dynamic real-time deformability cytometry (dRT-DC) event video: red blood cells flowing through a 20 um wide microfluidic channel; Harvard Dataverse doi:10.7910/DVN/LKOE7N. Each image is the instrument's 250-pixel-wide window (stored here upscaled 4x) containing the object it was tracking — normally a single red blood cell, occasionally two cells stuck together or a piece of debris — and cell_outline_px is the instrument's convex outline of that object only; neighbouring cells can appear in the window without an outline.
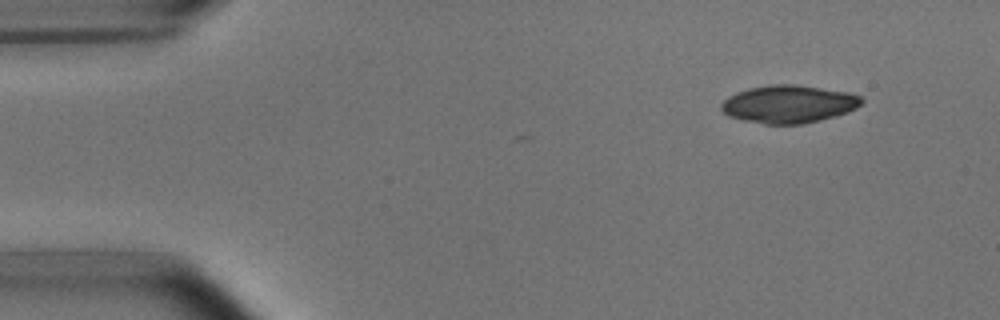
{"species": "common noctule bat (a hibernating species)", "species_latin": "Nyctalus noctula", "temperature_condition": "room temperature", "stored_images_in_passage": 6, "camera_frame_rate_fps": 3000, "um_per_image_px": 0.085, "animal": {"sex": "male", "body_mass_g": 15.6}, "frame": {"image": 1, "passage_image": 1, "time_ms": 0.0, "image_size_px": [1000, 320], "cell_outline_px": [[864, 100], [856, 108], [836, 116], [804, 124], [764, 124], [744, 120], [728, 116], [720, 108], [720, 104], [728, 96], [736, 92], [748, 88], [772, 84], [792, 84], [848, 92], [860, 96]], "centroid_in_image_um": [67.01, 8.85], "position_along_channel_um": 18.0, "area_um2": 30.87}}